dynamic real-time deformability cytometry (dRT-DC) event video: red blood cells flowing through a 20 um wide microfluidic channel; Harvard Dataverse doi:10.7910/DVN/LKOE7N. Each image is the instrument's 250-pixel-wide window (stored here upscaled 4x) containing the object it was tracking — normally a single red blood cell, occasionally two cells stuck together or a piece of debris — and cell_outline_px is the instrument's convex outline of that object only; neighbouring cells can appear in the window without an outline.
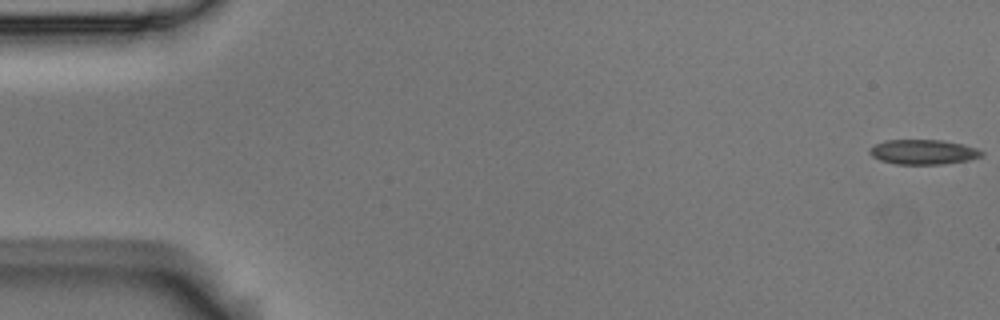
{"species": "Egyptian fruit bat (a non-hibernating species)", "species_latin": "Rousettus aegyptiacus", "temperature_condition": "room temperature", "stored_images_in_passage": 8, "camera_frame_rate_fps": 3000, "um_per_image_px": 0.085, "animal": {"sex": "male"}, "frame": {"image": 1, "passage_image": 1, "time_ms": 0.0, "image_size_px": [1000, 320], "cell_outline_px": [[984, 156], [968, 160], [944, 164], [896, 164], [880, 160], [872, 156], [868, 152], [868, 148], [884, 140], [944, 140], [964, 144], [976, 148], [984, 152]], "centroid_in_image_um": [78.49, 12.91], "position_along_channel_um": 6.5, "area_um2": 16.36}}
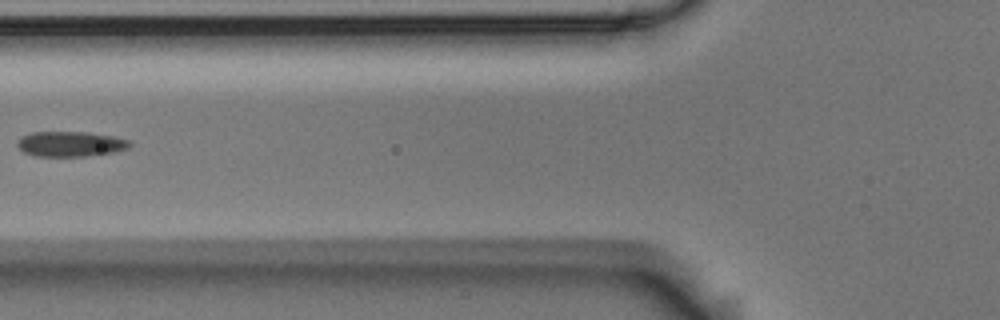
{"frame": {"image": 2, "passage_image": 7, "time_ms": 2.0, "image_size_px": [1000, 320], "cell_outline_px": [[132, 144], [128, 148], [112, 152], [84, 156], [36, 156], [24, 152], [16, 144], [16, 140], [32, 132], [88, 132], [112, 136], [128, 140]], "centroid_in_image_um": [5.97, 12.23], "position_along_channel_um": 119.8, "area_um2": 16.3}}
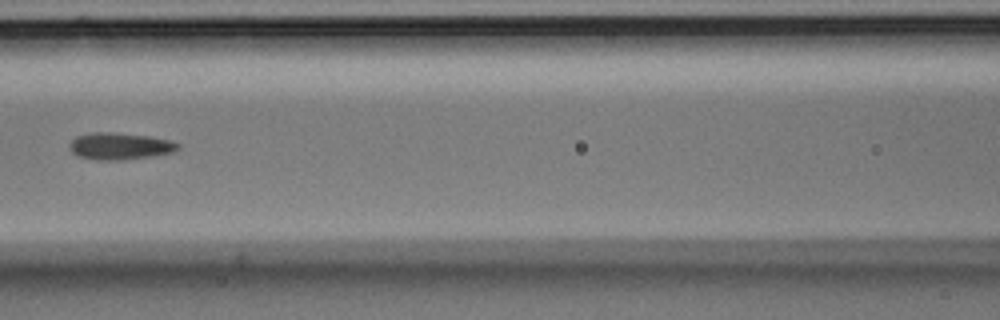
{"frame": {"image": 3, "passage_image": 8, "time_ms": 2.333, "image_size_px": [1000, 320], "cell_outline_px": [[180, 148], [172, 152], [152, 156], [124, 160], [96, 160], [80, 156], [72, 152], [68, 144], [76, 136], [92, 132], [108, 132], [148, 136], [168, 140], [180, 144]], "centroid_in_image_um": [10.17, 12.42], "position_along_channel_um": 156.4, "area_um2": 16.88}}